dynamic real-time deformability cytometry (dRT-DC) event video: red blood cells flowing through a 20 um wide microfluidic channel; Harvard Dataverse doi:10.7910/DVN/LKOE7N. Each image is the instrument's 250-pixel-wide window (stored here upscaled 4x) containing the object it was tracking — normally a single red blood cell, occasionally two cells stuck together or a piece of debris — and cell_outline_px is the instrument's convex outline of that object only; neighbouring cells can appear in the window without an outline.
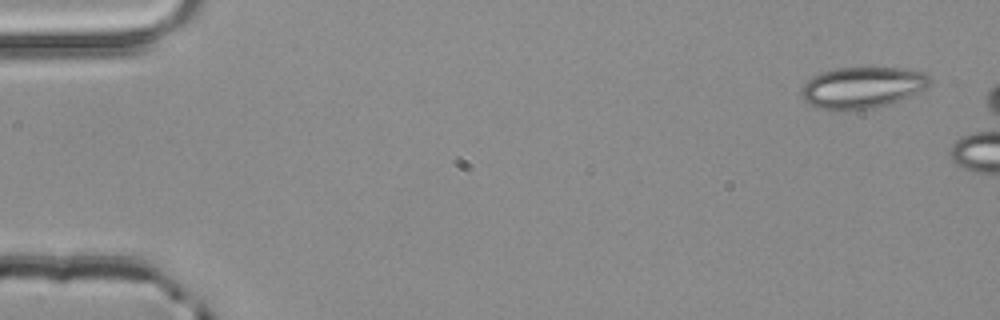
{"species": "common noctule bat (a hibernating species)", "species_latin": "Nyctalus noctula", "temperature_condition": "room temperature", "stored_images_in_passage": 6, "camera_frame_rate_fps": 3000, "um_per_image_px": 0.085, "animal": {"sex": "male", "body_mass_g": 20.4}, "frame": {"image": 1, "passage_image": 1, "time_ms": 0.0, "image_size_px": [1000, 320], "cell_outline_px": [[928, 88], [888, 104], [872, 108], [836, 112], [832, 112], [812, 108], [804, 100], [800, 92], [800, 88], [812, 76], [820, 72], [836, 68], [904, 68], [924, 72], [928, 76]], "centroid_in_image_um": [73.2, 7.47], "position_along_channel_um": 11.8, "area_um2": 31.39}}